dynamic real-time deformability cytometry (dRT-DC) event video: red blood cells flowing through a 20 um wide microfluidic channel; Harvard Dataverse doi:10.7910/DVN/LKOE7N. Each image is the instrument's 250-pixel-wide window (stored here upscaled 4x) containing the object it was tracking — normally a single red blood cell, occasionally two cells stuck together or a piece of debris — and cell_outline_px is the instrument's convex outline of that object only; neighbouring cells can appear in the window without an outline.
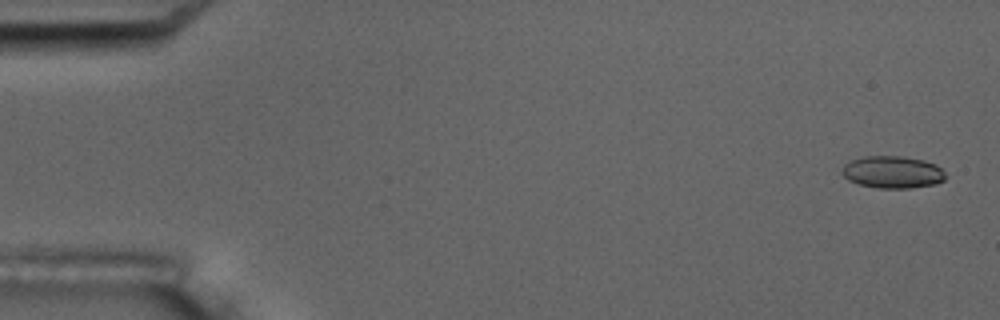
{"species": "common noctule bat (a hibernating species)", "species_latin": "Nyctalus noctula", "temperature_condition": "room temperature", "stored_images_in_passage": 5, "camera_frame_rate_fps": 3000, "um_per_image_px": 0.085, "animal": {"sex": "male", "body_mass_g": 17.5, "forearm_length_mm": 52.3}, "frame": {"image": 1, "passage_image": 1, "time_ms": 0.0, "image_size_px": [1000, 320], "cell_outline_px": [[944, 180], [936, 184], [908, 188], [876, 188], [860, 184], [848, 180], [840, 172], [844, 164], [852, 160], [864, 156], [904, 156], [924, 160], [936, 164], [944, 172]], "centroid_in_image_um": [75.85, 14.62], "position_along_channel_um": 9.1, "area_um2": 19.48}}
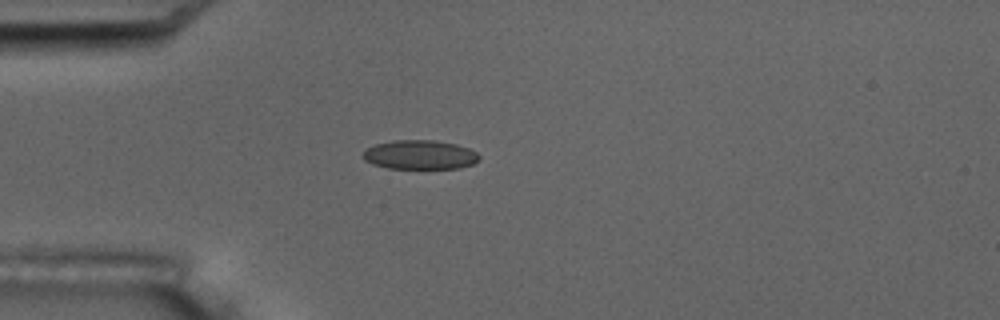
{"frame": {"image": 2, "passage_image": 5, "time_ms": 4.667, "image_size_px": [1000, 320], "cell_outline_px": [[480, 160], [472, 164], [460, 168], [388, 168], [372, 164], [364, 160], [364, 152], [368, 148], [376, 144], [392, 140], [436, 140], [456, 144], [468, 148], [476, 152], [480, 156]], "centroid_in_image_um": [35.72, 13.15], "position_along_channel_um": 49.3, "area_um2": 19.71}}